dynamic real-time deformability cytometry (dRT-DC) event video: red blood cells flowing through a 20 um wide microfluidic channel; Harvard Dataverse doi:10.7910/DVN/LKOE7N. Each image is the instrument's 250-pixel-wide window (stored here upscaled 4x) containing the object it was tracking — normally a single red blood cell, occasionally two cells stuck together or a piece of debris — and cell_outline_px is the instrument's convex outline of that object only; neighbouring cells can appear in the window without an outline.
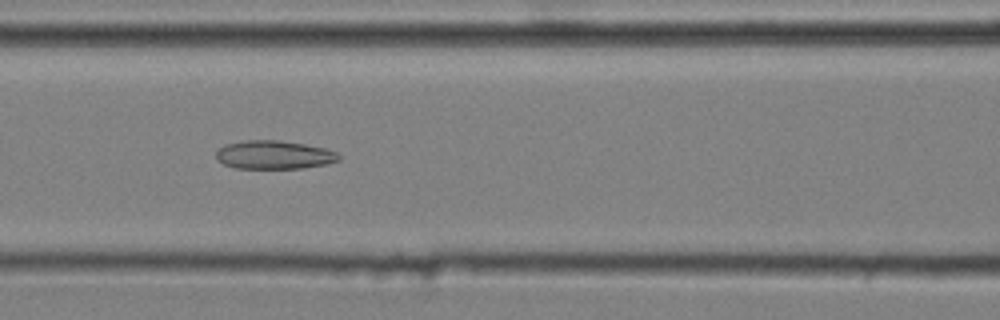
{"species": "common noctule bat (a hibernating species)", "species_latin": "Nyctalus noctula", "temperature_condition": "cold", "stored_images_in_passage": 51, "camera_frame_rate_fps": 3000, "um_per_image_px": 0.085, "animal": {"sex": "male", "body_mass_g": 20.4}, "frame": {"image": 1, "passage_image": 22, "time_ms": 7.0, "image_size_px": [1000, 320], "cell_outline_px": [[340, 160], [328, 164], [304, 168], [236, 168], [224, 164], [216, 160], [216, 152], [224, 144], [244, 140], [276, 140], [304, 144], [324, 148], [336, 152], [340, 156]], "centroid_in_image_um": [23.28, 13.16], "position_along_channel_um": 143.3, "area_um2": 20.4}}
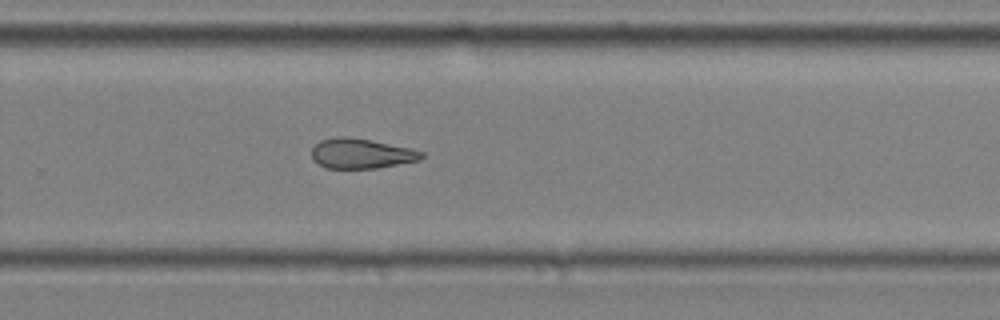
{"frame": {"image": 2, "passage_image": 35, "time_ms": 11.333, "image_size_px": [1000, 320], "cell_outline_px": [[424, 156], [420, 160], [376, 168], [324, 168], [312, 160], [312, 148], [320, 140], [336, 136], [348, 136], [412, 148], [424, 152]], "centroid_in_image_um": [30.69, 13.04], "position_along_channel_um": 299.1, "area_um2": 19.31}}
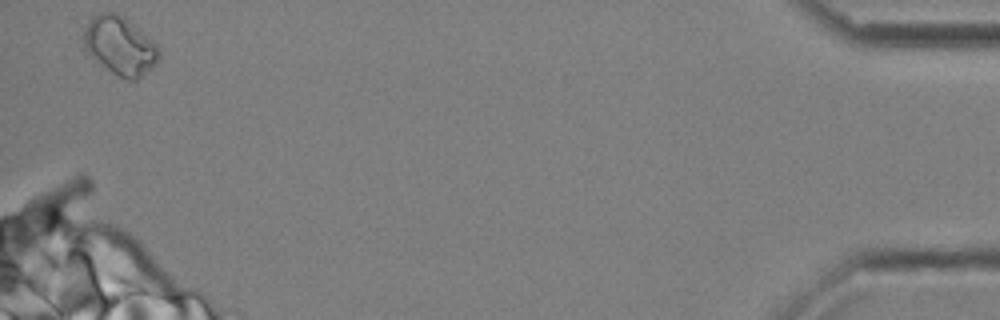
{"frame": {"image": 3, "passage_image": 51, "time_ms": 16.667, "image_size_px": [1000, 320], "cell_outline_px": [[160, 60], [152, 68], [136, 80], [128, 80], [116, 76], [100, 64], [84, 48], [84, 32], [92, 16], [100, 12], [120, 12], [152, 40], [160, 48]], "centroid_in_image_um": [10.23, 3.89], "position_along_channel_um": 425.0, "area_um2": 25.72}, "authors_computed_cell_mechanics": {"area_um2": 20.6346, "velocity_mm_per_s": 3.6051, "shape_relaxation_time_tau1_ms": null, "shape_relaxation_time_tau2_ms": 3.8683, "deformation_change_tau1": null, "deformation_change_tau2": 0.1211}}